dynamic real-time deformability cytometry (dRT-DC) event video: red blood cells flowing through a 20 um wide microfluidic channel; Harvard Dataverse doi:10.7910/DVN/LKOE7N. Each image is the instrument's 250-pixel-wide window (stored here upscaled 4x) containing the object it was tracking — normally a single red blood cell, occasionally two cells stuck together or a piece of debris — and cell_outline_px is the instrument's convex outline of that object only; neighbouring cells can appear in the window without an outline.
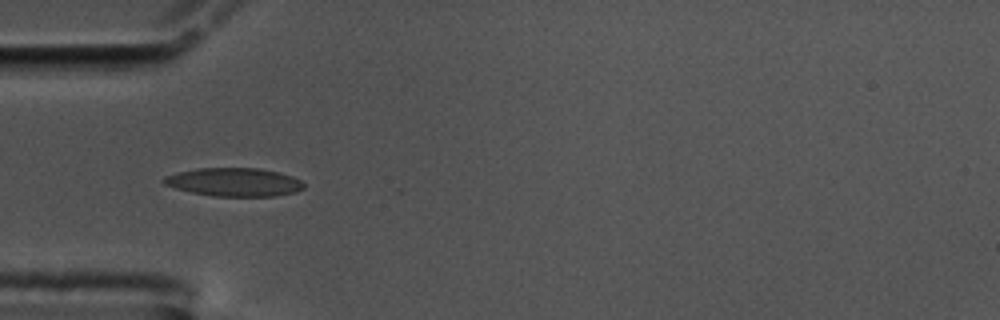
{"species": "common noctule bat (a hibernating species)", "species_latin": "Nyctalus noctula", "temperature_condition": "cold", "stored_images_in_passage": 29, "camera_frame_rate_fps": 3000, "um_per_image_px": 0.085, "animal": {"sex": "male", "body_mass_g": 17.5, "forearm_length_mm": 52.3}, "frame": {"image": 1, "passage_image": 5, "time_ms": 1.333, "image_size_px": [1000, 320], "cell_outline_px": [[304, 188], [296, 192], [276, 196], [212, 196], [192, 192], [176, 188], [164, 184], [160, 180], [164, 176], [196, 168], [260, 168], [292, 176], [300, 180], [304, 184]], "centroid_in_image_um": [19.9, 15.48], "position_along_channel_um": 65.1, "area_um2": 23.12}}
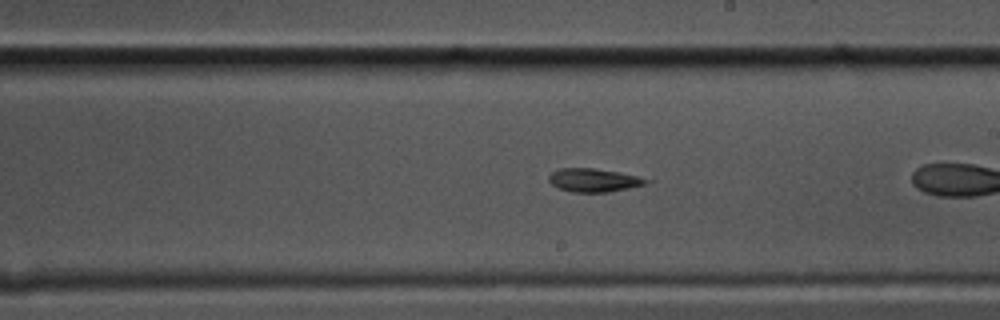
{"frame": {"image": 2, "passage_image": 17, "time_ms": 5.333, "image_size_px": [1000, 320], "cell_outline_px": [[652, 180], [644, 184], [628, 188], [608, 192], [572, 192], [556, 188], [548, 180], [548, 176], [552, 172], [560, 168], [592, 168], [620, 172]], "centroid_in_image_um": [50.42, 15.31], "position_along_channel_um": 238.6, "area_um2": 13.24}}
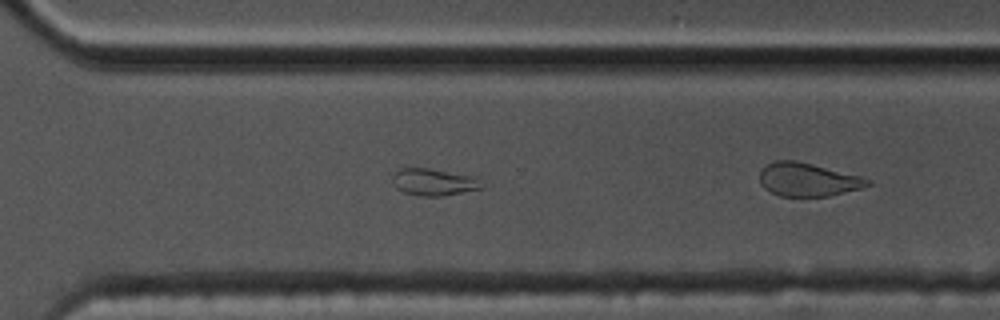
{"frame": {"image": 3, "passage_image": 25, "time_ms": 8.0, "image_size_px": [1000, 320], "cell_outline_px": [[484, 188], [444, 196], [416, 196], [404, 192], [396, 188], [392, 180], [392, 176], [400, 168], [428, 168], [476, 176], [484, 184]], "centroid_in_image_um": [36.91, 15.48], "position_along_channel_um": 333.7, "area_um2": 14.28}}